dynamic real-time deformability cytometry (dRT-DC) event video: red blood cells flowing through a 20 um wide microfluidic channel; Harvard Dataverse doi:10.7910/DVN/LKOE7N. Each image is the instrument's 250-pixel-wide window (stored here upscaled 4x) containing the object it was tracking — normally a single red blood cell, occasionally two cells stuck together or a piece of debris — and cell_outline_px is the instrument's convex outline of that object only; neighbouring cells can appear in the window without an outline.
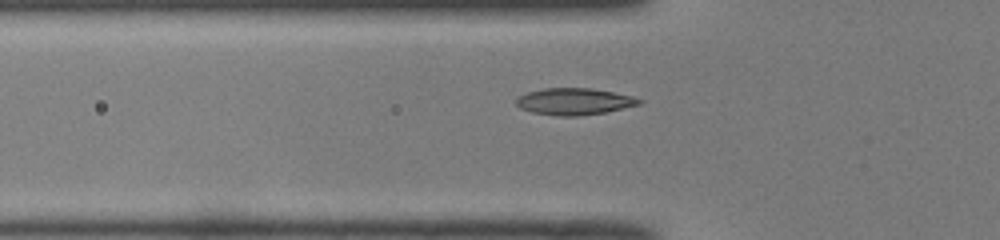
{"species": "common noctule bat (a hibernating species)", "species_latin": "Nyctalus noctula", "temperature_condition": "room temperature", "stored_images_in_passage": 38, "camera_frame_rate_fps": 3000, "um_per_image_px": 0.085, "animal": {"sex": "male", "body_mass_g": 19.0, "forearm_length_mm": 50.8}, "frame": {"image": 1, "passage_image": 9, "time_ms": 2.667, "image_size_px": [1000, 240], "cell_outline_px": [[644, 100], [640, 104], [604, 112], [580, 116], [560, 116], [532, 112], [520, 108], [516, 104], [516, 100], [520, 96], [528, 92], [544, 88], [592, 88], [632, 96]], "centroid_in_image_um": [48.81, 8.62], "position_along_channel_um": 77.0, "area_um2": 18.96}}
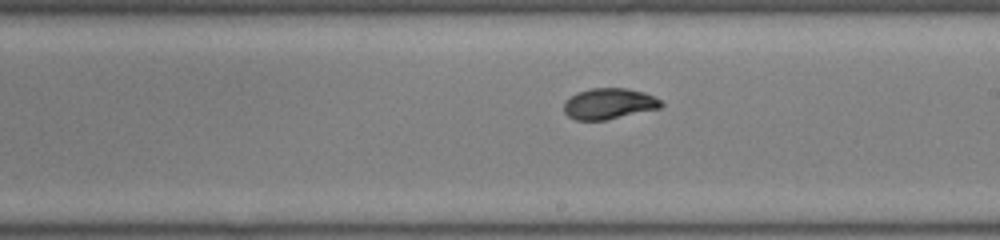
{"frame": {"image": 2, "passage_image": 21, "time_ms": 6.667, "image_size_px": [1000, 240], "cell_outline_px": [[664, 104], [660, 108], [604, 120], [576, 120], [568, 116], [564, 112], [564, 100], [576, 92], [592, 88], [628, 88], [644, 92], [660, 100]], "centroid_in_image_um": [51.73, 8.8], "position_along_channel_um": 237.3, "area_um2": 17.51}}
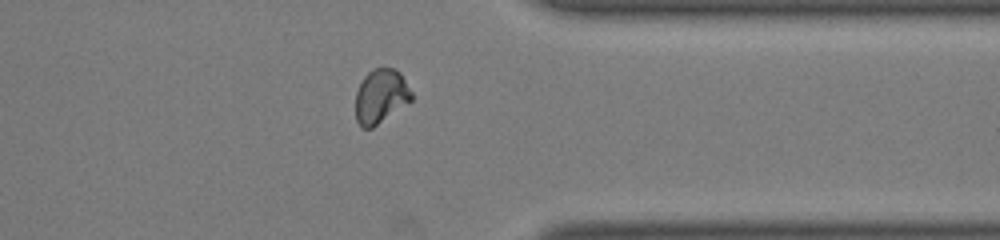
{"frame": {"image": 3, "passage_image": 32, "time_ms": 10.333, "image_size_px": [1000, 240], "cell_outline_px": [[412, 100], [372, 128], [360, 128], [356, 120], [356, 92], [364, 76], [372, 68], [396, 68], [400, 72], [412, 92]], "centroid_in_image_um": [32.36, 8.17], "position_along_channel_um": 379.0, "area_um2": 17.69}}